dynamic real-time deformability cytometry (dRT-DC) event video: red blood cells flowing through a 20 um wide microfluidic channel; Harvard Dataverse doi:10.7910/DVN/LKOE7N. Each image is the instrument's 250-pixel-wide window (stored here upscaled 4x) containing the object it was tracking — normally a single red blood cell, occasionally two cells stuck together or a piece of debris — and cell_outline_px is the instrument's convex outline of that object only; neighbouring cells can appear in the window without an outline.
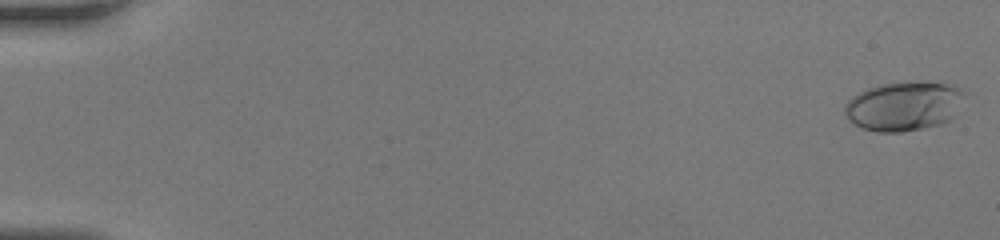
{"species": "human", "species_latin": "Homo sapiens", "temperature_condition": "room temperature", "stored_images_in_passage": 49, "camera_frame_rate_fps": 3000, "um_per_image_px": 0.085, "donor": {"sex": "female"}, "frame": {"image": 1, "passage_image": 1, "time_ms": 0.0, "image_size_px": [1000, 240], "cell_outline_px": [[968, 92], [956, 116], [940, 124], [900, 132], [876, 132], [860, 128], [848, 120], [844, 116], [844, 108], [848, 100], [852, 96], [868, 88], [880, 84], [924, 80], [956, 84]], "centroid_in_image_um": [76.89, 8.99], "position_along_channel_um": 8.1, "area_um2": 35.37}}
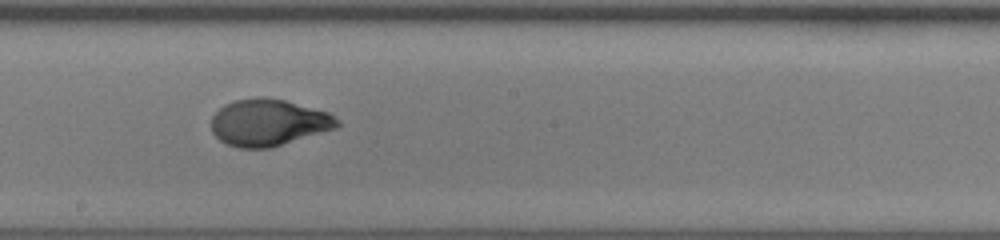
{"frame": {"image": 2, "passage_image": 29, "time_ms": 9.333, "image_size_px": [1000, 240], "cell_outline_px": [[340, 124], [336, 128], [272, 148], [240, 148], [224, 144], [212, 132], [212, 116], [224, 104], [236, 100], [284, 100], [328, 112], [340, 120]], "centroid_in_image_um": [22.83, 10.47], "position_along_channel_um": 225.4, "area_um2": 33.7}}
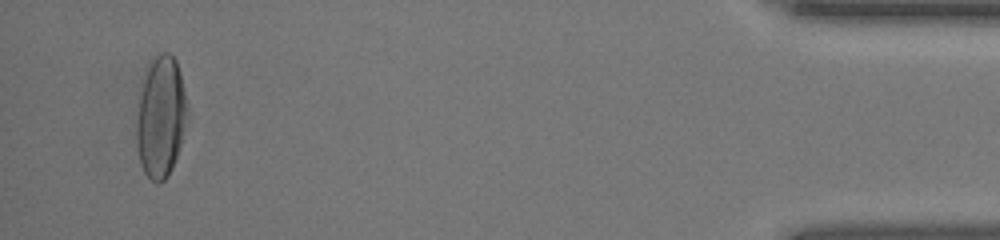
{"frame": {"image": 3, "passage_image": 47, "time_ms": 15.333, "image_size_px": [1000, 240], "cell_outline_px": [[188, 116], [180, 144], [172, 168], [168, 176], [160, 184], [156, 184], [144, 172], [140, 164], [136, 144], [136, 124], [140, 96], [148, 60], [152, 56], [160, 52], [168, 52], [176, 60], [188, 108]], "centroid_in_image_um": [13.65, 9.94], "position_along_channel_um": 421.5, "area_um2": 35.95}}